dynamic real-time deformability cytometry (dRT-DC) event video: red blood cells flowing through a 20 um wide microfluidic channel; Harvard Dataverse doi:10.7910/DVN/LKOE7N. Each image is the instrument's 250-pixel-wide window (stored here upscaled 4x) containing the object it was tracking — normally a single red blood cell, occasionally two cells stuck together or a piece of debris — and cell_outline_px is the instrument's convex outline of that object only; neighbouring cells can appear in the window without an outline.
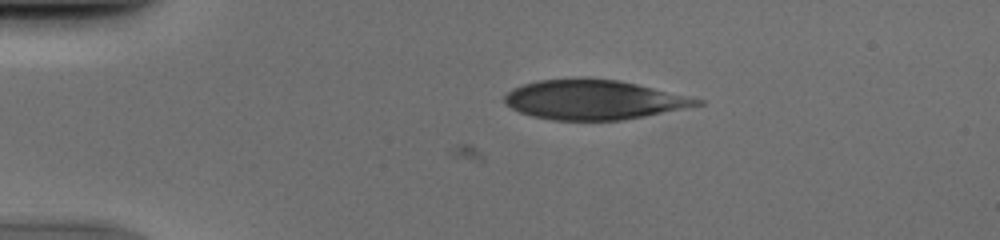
{"species": "human", "species_latin": "Homo sapiens", "temperature_condition": "cold", "stored_images_in_passage": 2, "camera_frame_rate_fps": 3000, "um_per_image_px": 0.085, "donor": {"sex": "male"}, "frame": {"image": 1, "passage_image": 2, "time_ms": 0.333, "image_size_px": [1000, 240], "cell_outline_px": [[704, 104], [624, 120], [552, 120], [532, 116], [520, 112], [504, 104], [504, 96], [512, 88], [536, 80], [580, 76], [620, 80], [688, 96], [704, 100]], "centroid_in_image_um": [50.41, 8.45], "position_along_channel_um": 34.6, "area_um2": 44.8}}